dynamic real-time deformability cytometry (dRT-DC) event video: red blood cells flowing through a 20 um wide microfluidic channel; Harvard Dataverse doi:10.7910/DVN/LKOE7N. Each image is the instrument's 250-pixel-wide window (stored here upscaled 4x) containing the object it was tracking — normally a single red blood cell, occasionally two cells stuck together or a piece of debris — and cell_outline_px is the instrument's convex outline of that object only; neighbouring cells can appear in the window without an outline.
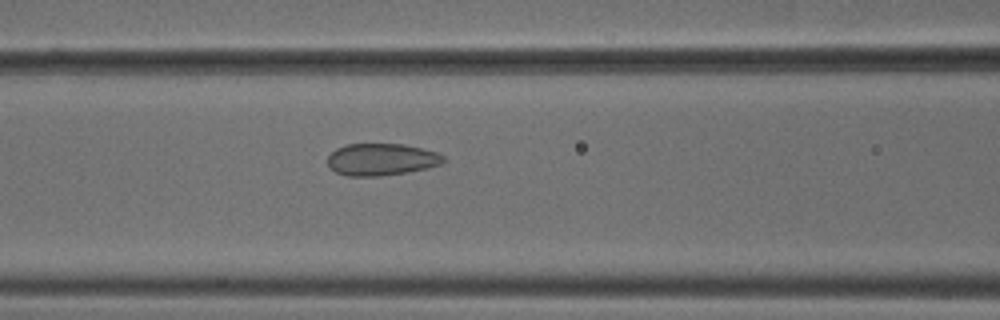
{"species": "common noctule bat (a hibernating species)", "species_latin": "Nyctalus noctula", "temperature_condition": "cold", "stored_images_in_passage": 40, "camera_frame_rate_fps": 3000, "um_per_image_px": 0.085, "animal": {"sex": "male", "body_mass_g": 18.8}, "frame": {"image": 1, "passage_image": 11, "time_ms": 3.333, "image_size_px": [1000, 320], "cell_outline_px": [[448, 160], [440, 164], [428, 168], [380, 176], [348, 176], [336, 172], [328, 164], [328, 156], [336, 148], [348, 144], [404, 144], [436, 152], [444, 156]], "centroid_in_image_um": [32.43, 13.55], "position_along_channel_um": 134.2, "area_um2": 21.5}}
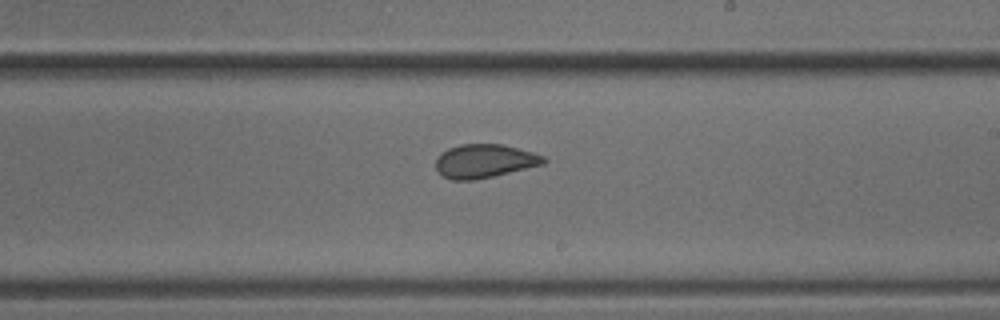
{"frame": {"image": 2, "passage_image": 20, "time_ms": 6.333, "image_size_px": [1000, 320], "cell_outline_px": [[548, 160], [544, 164], [476, 180], [452, 180], [444, 176], [436, 168], [436, 156], [440, 152], [448, 148], [460, 144], [504, 144], [532, 152], [544, 156]], "centroid_in_image_um": [41.17, 13.68], "position_along_channel_um": 247.8, "area_um2": 21.21}}
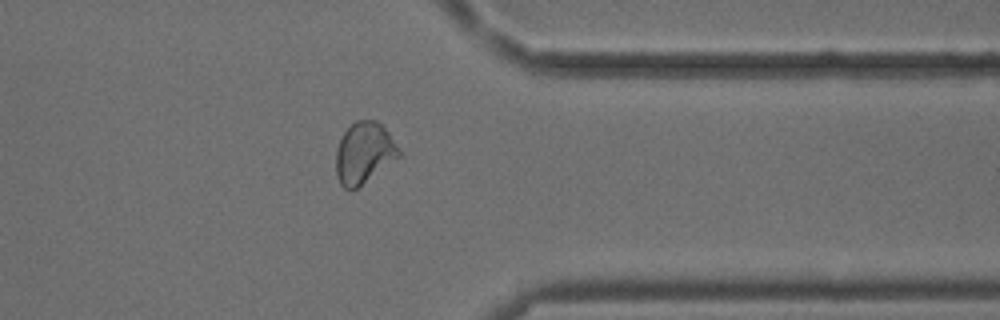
{"frame": {"image": 3, "passage_image": 31, "time_ms": 10.0, "image_size_px": [1000, 320], "cell_outline_px": [[400, 156], [356, 188], [344, 188], [340, 184], [336, 176], [336, 148], [344, 132], [356, 120], [376, 120], [388, 132], [400, 148]], "centroid_in_image_um": [30.93, 12.98], "position_along_channel_um": 380.5, "area_um2": 22.14}}